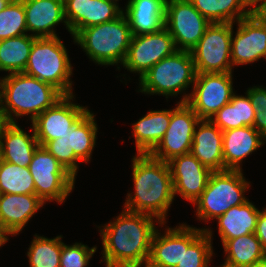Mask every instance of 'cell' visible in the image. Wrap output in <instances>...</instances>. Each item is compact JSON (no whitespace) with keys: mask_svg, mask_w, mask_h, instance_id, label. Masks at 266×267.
Masks as SVG:
<instances>
[{"mask_svg":"<svg viewBox=\"0 0 266 267\" xmlns=\"http://www.w3.org/2000/svg\"><path fill=\"white\" fill-rule=\"evenodd\" d=\"M132 39L131 29L124 13L99 25L86 27L74 37L89 59L102 66L123 65Z\"/></svg>","mask_w":266,"mask_h":267,"instance_id":"obj_4","label":"cell"},{"mask_svg":"<svg viewBox=\"0 0 266 267\" xmlns=\"http://www.w3.org/2000/svg\"><path fill=\"white\" fill-rule=\"evenodd\" d=\"M245 267H266V257Z\"/></svg>","mask_w":266,"mask_h":267,"instance_id":"obj_42","label":"cell"},{"mask_svg":"<svg viewBox=\"0 0 266 267\" xmlns=\"http://www.w3.org/2000/svg\"><path fill=\"white\" fill-rule=\"evenodd\" d=\"M2 85H3V78L0 77V101L2 97Z\"/></svg>","mask_w":266,"mask_h":267,"instance_id":"obj_47","label":"cell"},{"mask_svg":"<svg viewBox=\"0 0 266 267\" xmlns=\"http://www.w3.org/2000/svg\"><path fill=\"white\" fill-rule=\"evenodd\" d=\"M211 23H234L251 14L244 0H189ZM247 8V9H246Z\"/></svg>","mask_w":266,"mask_h":267,"instance_id":"obj_30","label":"cell"},{"mask_svg":"<svg viewBox=\"0 0 266 267\" xmlns=\"http://www.w3.org/2000/svg\"><path fill=\"white\" fill-rule=\"evenodd\" d=\"M32 134L29 135L18 123H9L1 137L0 159L18 165L29 167L35 150L40 146L35 135L33 125H30Z\"/></svg>","mask_w":266,"mask_h":267,"instance_id":"obj_24","label":"cell"},{"mask_svg":"<svg viewBox=\"0 0 266 267\" xmlns=\"http://www.w3.org/2000/svg\"><path fill=\"white\" fill-rule=\"evenodd\" d=\"M200 121L198 115L186 103H177L171 109L169 127L158 145L149 153L164 162L176 156L190 153L193 134Z\"/></svg>","mask_w":266,"mask_h":267,"instance_id":"obj_13","label":"cell"},{"mask_svg":"<svg viewBox=\"0 0 266 267\" xmlns=\"http://www.w3.org/2000/svg\"><path fill=\"white\" fill-rule=\"evenodd\" d=\"M234 23H211L191 50L196 73L232 72L231 38Z\"/></svg>","mask_w":266,"mask_h":267,"instance_id":"obj_10","label":"cell"},{"mask_svg":"<svg viewBox=\"0 0 266 267\" xmlns=\"http://www.w3.org/2000/svg\"><path fill=\"white\" fill-rule=\"evenodd\" d=\"M36 195L47 201L62 204L73 191L75 177L43 146H39L29 164Z\"/></svg>","mask_w":266,"mask_h":267,"instance_id":"obj_9","label":"cell"},{"mask_svg":"<svg viewBox=\"0 0 266 267\" xmlns=\"http://www.w3.org/2000/svg\"><path fill=\"white\" fill-rule=\"evenodd\" d=\"M254 234L261 242L263 250L266 252V208H263L257 218Z\"/></svg>","mask_w":266,"mask_h":267,"instance_id":"obj_38","label":"cell"},{"mask_svg":"<svg viewBox=\"0 0 266 267\" xmlns=\"http://www.w3.org/2000/svg\"><path fill=\"white\" fill-rule=\"evenodd\" d=\"M9 124L6 115L0 109V142L5 127Z\"/></svg>","mask_w":266,"mask_h":267,"instance_id":"obj_41","label":"cell"},{"mask_svg":"<svg viewBox=\"0 0 266 267\" xmlns=\"http://www.w3.org/2000/svg\"><path fill=\"white\" fill-rule=\"evenodd\" d=\"M190 153L212 172L224 170L223 131L211 120L196 125Z\"/></svg>","mask_w":266,"mask_h":267,"instance_id":"obj_20","label":"cell"},{"mask_svg":"<svg viewBox=\"0 0 266 267\" xmlns=\"http://www.w3.org/2000/svg\"><path fill=\"white\" fill-rule=\"evenodd\" d=\"M222 246L226 256L224 260L241 267L248 266L266 257V252L254 233L225 240Z\"/></svg>","mask_w":266,"mask_h":267,"instance_id":"obj_32","label":"cell"},{"mask_svg":"<svg viewBox=\"0 0 266 267\" xmlns=\"http://www.w3.org/2000/svg\"><path fill=\"white\" fill-rule=\"evenodd\" d=\"M97 250V246L89 248L82 243L73 245L62 244L60 267H87L91 257Z\"/></svg>","mask_w":266,"mask_h":267,"instance_id":"obj_36","label":"cell"},{"mask_svg":"<svg viewBox=\"0 0 266 267\" xmlns=\"http://www.w3.org/2000/svg\"><path fill=\"white\" fill-rule=\"evenodd\" d=\"M9 235L12 234L0 223V248L7 243Z\"/></svg>","mask_w":266,"mask_h":267,"instance_id":"obj_40","label":"cell"},{"mask_svg":"<svg viewBox=\"0 0 266 267\" xmlns=\"http://www.w3.org/2000/svg\"><path fill=\"white\" fill-rule=\"evenodd\" d=\"M74 94L64 95L53 106L39 114L32 125L40 146L61 138L89 111L87 107L73 103Z\"/></svg>","mask_w":266,"mask_h":267,"instance_id":"obj_15","label":"cell"},{"mask_svg":"<svg viewBox=\"0 0 266 267\" xmlns=\"http://www.w3.org/2000/svg\"><path fill=\"white\" fill-rule=\"evenodd\" d=\"M212 230L183 224V256L176 267H209L213 257Z\"/></svg>","mask_w":266,"mask_h":267,"instance_id":"obj_26","label":"cell"},{"mask_svg":"<svg viewBox=\"0 0 266 267\" xmlns=\"http://www.w3.org/2000/svg\"><path fill=\"white\" fill-rule=\"evenodd\" d=\"M259 213L260 210L248 200L218 216L216 220L221 242L254 233Z\"/></svg>","mask_w":266,"mask_h":267,"instance_id":"obj_28","label":"cell"},{"mask_svg":"<svg viewBox=\"0 0 266 267\" xmlns=\"http://www.w3.org/2000/svg\"><path fill=\"white\" fill-rule=\"evenodd\" d=\"M234 94L228 104L223 106L210 120L222 131L253 127L255 106L247 93Z\"/></svg>","mask_w":266,"mask_h":267,"instance_id":"obj_29","label":"cell"},{"mask_svg":"<svg viewBox=\"0 0 266 267\" xmlns=\"http://www.w3.org/2000/svg\"><path fill=\"white\" fill-rule=\"evenodd\" d=\"M64 5L69 1V0H62Z\"/></svg>","mask_w":266,"mask_h":267,"instance_id":"obj_50","label":"cell"},{"mask_svg":"<svg viewBox=\"0 0 266 267\" xmlns=\"http://www.w3.org/2000/svg\"><path fill=\"white\" fill-rule=\"evenodd\" d=\"M233 72L197 73L186 103L200 119H211L234 93Z\"/></svg>","mask_w":266,"mask_h":267,"instance_id":"obj_11","label":"cell"},{"mask_svg":"<svg viewBox=\"0 0 266 267\" xmlns=\"http://www.w3.org/2000/svg\"><path fill=\"white\" fill-rule=\"evenodd\" d=\"M9 0H0V12L9 5Z\"/></svg>","mask_w":266,"mask_h":267,"instance_id":"obj_43","label":"cell"},{"mask_svg":"<svg viewBox=\"0 0 266 267\" xmlns=\"http://www.w3.org/2000/svg\"><path fill=\"white\" fill-rule=\"evenodd\" d=\"M63 96L57 88L35 77L23 72L8 73L3 77L0 109L9 123H17L18 117L27 115L32 123Z\"/></svg>","mask_w":266,"mask_h":267,"instance_id":"obj_3","label":"cell"},{"mask_svg":"<svg viewBox=\"0 0 266 267\" xmlns=\"http://www.w3.org/2000/svg\"><path fill=\"white\" fill-rule=\"evenodd\" d=\"M251 13L261 22L266 23V0H260L252 9Z\"/></svg>","mask_w":266,"mask_h":267,"instance_id":"obj_39","label":"cell"},{"mask_svg":"<svg viewBox=\"0 0 266 267\" xmlns=\"http://www.w3.org/2000/svg\"><path fill=\"white\" fill-rule=\"evenodd\" d=\"M244 1L252 9L260 0H244Z\"/></svg>","mask_w":266,"mask_h":267,"instance_id":"obj_44","label":"cell"},{"mask_svg":"<svg viewBox=\"0 0 266 267\" xmlns=\"http://www.w3.org/2000/svg\"><path fill=\"white\" fill-rule=\"evenodd\" d=\"M23 6L27 32H32V36L56 37L58 34L54 28L60 23H63L68 30L62 0H28Z\"/></svg>","mask_w":266,"mask_h":267,"instance_id":"obj_19","label":"cell"},{"mask_svg":"<svg viewBox=\"0 0 266 267\" xmlns=\"http://www.w3.org/2000/svg\"><path fill=\"white\" fill-rule=\"evenodd\" d=\"M167 163L173 181L174 195L178 194L194 204L207 186L212 171L191 153L176 156Z\"/></svg>","mask_w":266,"mask_h":267,"instance_id":"obj_17","label":"cell"},{"mask_svg":"<svg viewBox=\"0 0 266 267\" xmlns=\"http://www.w3.org/2000/svg\"><path fill=\"white\" fill-rule=\"evenodd\" d=\"M131 162L135 192L127 194L124 209L149 214L166 223L168 210L175 198L168 163L150 154L137 153Z\"/></svg>","mask_w":266,"mask_h":267,"instance_id":"obj_2","label":"cell"},{"mask_svg":"<svg viewBox=\"0 0 266 267\" xmlns=\"http://www.w3.org/2000/svg\"><path fill=\"white\" fill-rule=\"evenodd\" d=\"M10 1V3H25V2H27L28 0H9Z\"/></svg>","mask_w":266,"mask_h":267,"instance_id":"obj_46","label":"cell"},{"mask_svg":"<svg viewBox=\"0 0 266 267\" xmlns=\"http://www.w3.org/2000/svg\"><path fill=\"white\" fill-rule=\"evenodd\" d=\"M246 93L255 106L253 127L263 135V141L266 143V87L254 86Z\"/></svg>","mask_w":266,"mask_h":267,"instance_id":"obj_37","label":"cell"},{"mask_svg":"<svg viewBox=\"0 0 266 267\" xmlns=\"http://www.w3.org/2000/svg\"><path fill=\"white\" fill-rule=\"evenodd\" d=\"M210 24L189 0L166 1L165 28L173 37L177 50L191 51Z\"/></svg>","mask_w":266,"mask_h":267,"instance_id":"obj_12","label":"cell"},{"mask_svg":"<svg viewBox=\"0 0 266 267\" xmlns=\"http://www.w3.org/2000/svg\"><path fill=\"white\" fill-rule=\"evenodd\" d=\"M63 236L48 238L34 235L27 251L30 267H60Z\"/></svg>","mask_w":266,"mask_h":267,"instance_id":"obj_34","label":"cell"},{"mask_svg":"<svg viewBox=\"0 0 266 267\" xmlns=\"http://www.w3.org/2000/svg\"><path fill=\"white\" fill-rule=\"evenodd\" d=\"M264 146L263 135L254 127L223 131L224 170H242V162L248 155Z\"/></svg>","mask_w":266,"mask_h":267,"instance_id":"obj_23","label":"cell"},{"mask_svg":"<svg viewBox=\"0 0 266 267\" xmlns=\"http://www.w3.org/2000/svg\"><path fill=\"white\" fill-rule=\"evenodd\" d=\"M171 119V109L151 110L132 124L137 154H149L161 141Z\"/></svg>","mask_w":266,"mask_h":267,"instance_id":"obj_27","label":"cell"},{"mask_svg":"<svg viewBox=\"0 0 266 267\" xmlns=\"http://www.w3.org/2000/svg\"><path fill=\"white\" fill-rule=\"evenodd\" d=\"M236 24V33L232 29L231 38L232 66L251 64L261 58L266 60V23L251 13Z\"/></svg>","mask_w":266,"mask_h":267,"instance_id":"obj_16","label":"cell"},{"mask_svg":"<svg viewBox=\"0 0 266 267\" xmlns=\"http://www.w3.org/2000/svg\"><path fill=\"white\" fill-rule=\"evenodd\" d=\"M112 221L98 227L102 238L101 254L105 267L147 264L152 237L157 229L155 222L159 226L165 223H161L152 215L132 212L124 208Z\"/></svg>","mask_w":266,"mask_h":267,"instance_id":"obj_1","label":"cell"},{"mask_svg":"<svg viewBox=\"0 0 266 267\" xmlns=\"http://www.w3.org/2000/svg\"><path fill=\"white\" fill-rule=\"evenodd\" d=\"M72 72L68 51L59 36L34 40L23 73L54 86L63 95H72Z\"/></svg>","mask_w":266,"mask_h":267,"instance_id":"obj_6","label":"cell"},{"mask_svg":"<svg viewBox=\"0 0 266 267\" xmlns=\"http://www.w3.org/2000/svg\"><path fill=\"white\" fill-rule=\"evenodd\" d=\"M220 267H241V266H238L236 264H233V263L225 260L224 263Z\"/></svg>","mask_w":266,"mask_h":267,"instance_id":"obj_45","label":"cell"},{"mask_svg":"<svg viewBox=\"0 0 266 267\" xmlns=\"http://www.w3.org/2000/svg\"><path fill=\"white\" fill-rule=\"evenodd\" d=\"M196 70L191 51L177 50L152 66L139 80V91L145 95H163L168 98L183 93L180 103L187 101Z\"/></svg>","mask_w":266,"mask_h":267,"instance_id":"obj_5","label":"cell"},{"mask_svg":"<svg viewBox=\"0 0 266 267\" xmlns=\"http://www.w3.org/2000/svg\"><path fill=\"white\" fill-rule=\"evenodd\" d=\"M36 37L24 34L0 41V71L24 72Z\"/></svg>","mask_w":266,"mask_h":267,"instance_id":"obj_31","label":"cell"},{"mask_svg":"<svg viewBox=\"0 0 266 267\" xmlns=\"http://www.w3.org/2000/svg\"><path fill=\"white\" fill-rule=\"evenodd\" d=\"M167 0H128L123 10L132 36L156 33L165 27Z\"/></svg>","mask_w":266,"mask_h":267,"instance_id":"obj_22","label":"cell"},{"mask_svg":"<svg viewBox=\"0 0 266 267\" xmlns=\"http://www.w3.org/2000/svg\"><path fill=\"white\" fill-rule=\"evenodd\" d=\"M0 194H36L29 167L0 159Z\"/></svg>","mask_w":266,"mask_h":267,"instance_id":"obj_33","label":"cell"},{"mask_svg":"<svg viewBox=\"0 0 266 267\" xmlns=\"http://www.w3.org/2000/svg\"><path fill=\"white\" fill-rule=\"evenodd\" d=\"M95 116L89 110L70 132L42 145L75 178L79 169L77 162L88 163L96 146L98 127Z\"/></svg>","mask_w":266,"mask_h":267,"instance_id":"obj_8","label":"cell"},{"mask_svg":"<svg viewBox=\"0 0 266 267\" xmlns=\"http://www.w3.org/2000/svg\"><path fill=\"white\" fill-rule=\"evenodd\" d=\"M27 33L24 6L22 3H9L0 12V41Z\"/></svg>","mask_w":266,"mask_h":267,"instance_id":"obj_35","label":"cell"},{"mask_svg":"<svg viewBox=\"0 0 266 267\" xmlns=\"http://www.w3.org/2000/svg\"><path fill=\"white\" fill-rule=\"evenodd\" d=\"M177 51L174 39L164 27L156 33L132 36L123 68L138 73L139 79L163 58Z\"/></svg>","mask_w":266,"mask_h":267,"instance_id":"obj_14","label":"cell"},{"mask_svg":"<svg viewBox=\"0 0 266 267\" xmlns=\"http://www.w3.org/2000/svg\"><path fill=\"white\" fill-rule=\"evenodd\" d=\"M106 1L111 2V3H114L115 5H117L123 11V9L117 3L119 0H106Z\"/></svg>","mask_w":266,"mask_h":267,"instance_id":"obj_48","label":"cell"},{"mask_svg":"<svg viewBox=\"0 0 266 267\" xmlns=\"http://www.w3.org/2000/svg\"><path fill=\"white\" fill-rule=\"evenodd\" d=\"M64 8L72 37L86 27L112 21L123 13L117 5L106 0H69Z\"/></svg>","mask_w":266,"mask_h":267,"instance_id":"obj_18","label":"cell"},{"mask_svg":"<svg viewBox=\"0 0 266 267\" xmlns=\"http://www.w3.org/2000/svg\"><path fill=\"white\" fill-rule=\"evenodd\" d=\"M243 170H223L212 172L208 184L200 197L194 202L196 217L206 223L223 215L231 207L244 204L245 192L250 187Z\"/></svg>","mask_w":266,"mask_h":267,"instance_id":"obj_7","label":"cell"},{"mask_svg":"<svg viewBox=\"0 0 266 267\" xmlns=\"http://www.w3.org/2000/svg\"><path fill=\"white\" fill-rule=\"evenodd\" d=\"M165 230L162 234L157 228L152 237L147 263L150 267H176L181 261L183 256V223L174 228L168 226Z\"/></svg>","mask_w":266,"mask_h":267,"instance_id":"obj_25","label":"cell"},{"mask_svg":"<svg viewBox=\"0 0 266 267\" xmlns=\"http://www.w3.org/2000/svg\"><path fill=\"white\" fill-rule=\"evenodd\" d=\"M144 267H150L148 264L143 265ZM129 267H142V265H137V266H129Z\"/></svg>","mask_w":266,"mask_h":267,"instance_id":"obj_49","label":"cell"},{"mask_svg":"<svg viewBox=\"0 0 266 267\" xmlns=\"http://www.w3.org/2000/svg\"><path fill=\"white\" fill-rule=\"evenodd\" d=\"M44 204L36 194H0V223L16 236Z\"/></svg>","mask_w":266,"mask_h":267,"instance_id":"obj_21","label":"cell"}]
</instances>
